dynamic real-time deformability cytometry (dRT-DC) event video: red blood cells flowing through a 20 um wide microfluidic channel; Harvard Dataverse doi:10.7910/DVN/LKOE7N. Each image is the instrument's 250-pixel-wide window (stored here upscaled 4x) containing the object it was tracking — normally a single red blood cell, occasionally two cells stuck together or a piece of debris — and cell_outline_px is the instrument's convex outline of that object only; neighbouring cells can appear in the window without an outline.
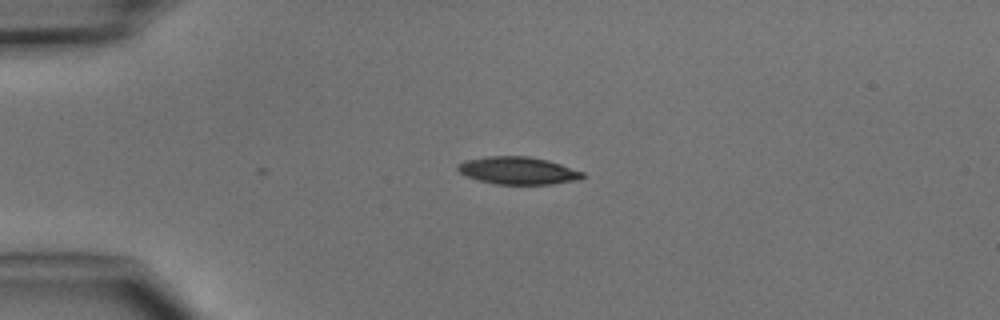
{"species": "common noctule bat (a hibernating species)", "species_latin": "Nyctalus noctula", "temperature_condition": "cold", "stored_images_in_passage": 3, "camera_frame_rate_fps": 3000, "um_per_image_px": 0.085, "animal": {"sex": "male", "body_mass_g": 15.6}, "frame": {"image": 1, "passage_image": 3, "time_ms": 2.0, "image_size_px": [1000, 320], "cell_outline_px": [[584, 176], [580, 180], [552, 184], [496, 184], [480, 180], [468, 176], [460, 172], [456, 168], [456, 164], [464, 160], [488, 156], [528, 156], [548, 160], [584, 172]], "centroid_in_image_um": [44.03, 14.49], "position_along_channel_um": 41.0, "area_um2": 20.0}}